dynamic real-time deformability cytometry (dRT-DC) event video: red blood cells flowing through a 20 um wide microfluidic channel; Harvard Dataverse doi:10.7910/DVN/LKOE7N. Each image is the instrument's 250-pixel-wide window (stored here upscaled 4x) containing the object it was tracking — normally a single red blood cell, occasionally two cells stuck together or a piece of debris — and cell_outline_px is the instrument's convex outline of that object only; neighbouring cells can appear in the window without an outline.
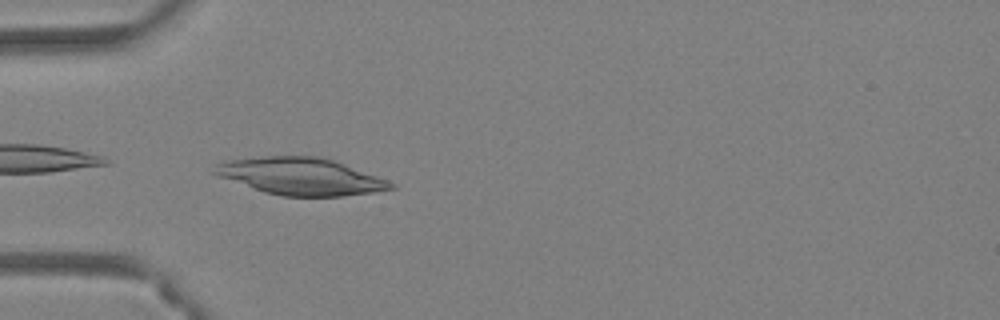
{"species": "Egyptian fruit bat (a non-hibernating species)", "species_latin": "Rousettus aegyptiacus", "temperature_condition": "warm", "stored_images_in_passage": 24, "camera_frame_rate_fps": 3000, "um_per_image_px": 0.085, "animal": {"sex": "female"}, "frame": {"image": 1, "passage_image": 1, "time_ms": 0.0, "image_size_px": [1000, 320], "cell_outline_px": [[396, 188], [372, 192], [340, 196], [280, 196], [264, 192], [216, 176], [208, 172], [216, 164], [232, 160], [264, 156], [320, 156], [344, 164], [388, 180], [396, 184]], "centroid_in_image_um": [25.51, 14.99], "position_along_channel_um": 59.5, "area_um2": 38.03}}
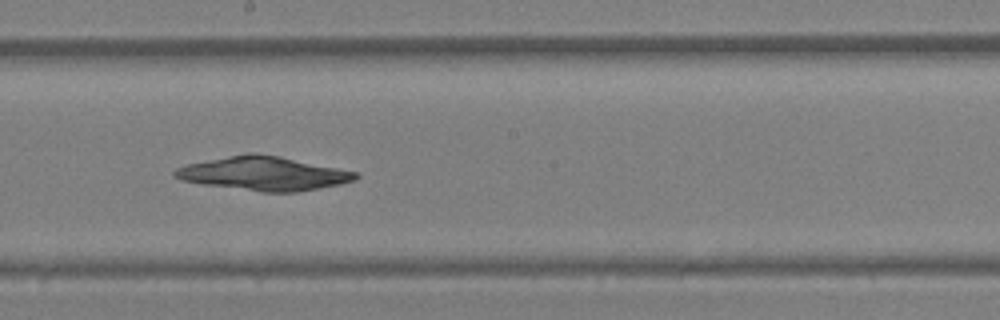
{"frame": {"image": 2, "passage_image": 13, "time_ms": 4.0, "image_size_px": [1000, 320], "cell_outline_px": [[360, 176], [356, 180], [340, 184], [296, 192], [260, 192], [204, 184], [180, 180], [172, 176], [172, 172], [176, 168], [188, 164], [248, 152], [252, 152], [280, 156], [360, 172]], "centroid_in_image_um": [22.44, 14.75], "position_along_channel_um": 225.8, "area_um2": 35.66}}
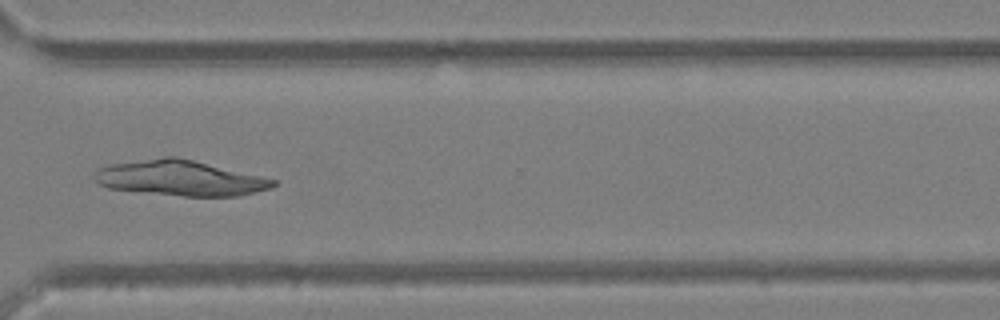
{"frame": {"image": 3, "passage_image": 22, "time_ms": 7.0, "image_size_px": [1000, 320], "cell_outline_px": [[280, 184], [272, 188], [240, 196], [184, 196], [108, 188], [100, 184], [92, 176], [100, 168], [108, 164], [164, 156], [176, 156], [280, 180]], "centroid_in_image_um": [15.39, 15.13], "position_along_channel_um": 355.2, "area_um2": 36.99}}